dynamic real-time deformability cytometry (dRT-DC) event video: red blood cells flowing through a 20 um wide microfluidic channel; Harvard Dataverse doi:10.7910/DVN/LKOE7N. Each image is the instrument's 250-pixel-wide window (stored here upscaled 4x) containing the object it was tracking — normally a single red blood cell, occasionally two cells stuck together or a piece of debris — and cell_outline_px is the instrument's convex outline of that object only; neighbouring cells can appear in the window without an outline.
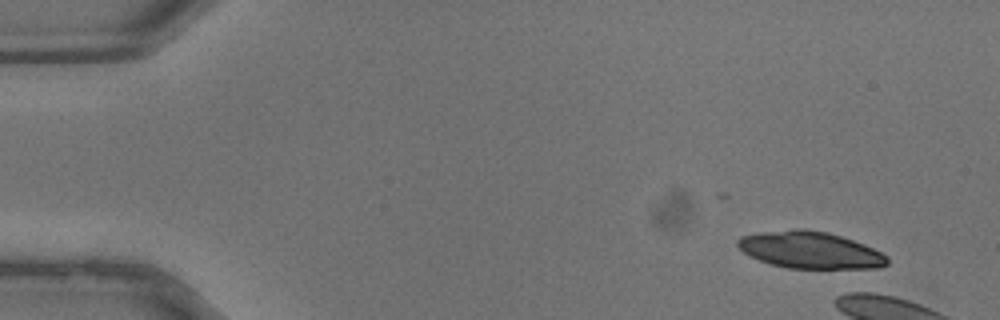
{"species": "common noctule bat (a hibernating species)", "species_latin": "Nyctalus noctula", "temperature_condition": "warm", "stored_images_in_passage": 4, "camera_frame_rate_fps": 3000, "um_per_image_px": 0.085, "animal": {"sex": "male", "body_mass_g": 13.3}, "frame": {"image": 1, "passage_image": 1, "time_ms": 0.0, "image_size_px": [1000, 320], "cell_outline_px": [[888, 264], [880, 268], [788, 268], [772, 264], [760, 260], [744, 252], [736, 244], [736, 240], [740, 236], [760, 232], [796, 228], [804, 228], [828, 232], [864, 244], [888, 256]], "centroid_in_image_um": [68.86, 21.24], "position_along_channel_um": 16.1, "area_um2": 32.08}}